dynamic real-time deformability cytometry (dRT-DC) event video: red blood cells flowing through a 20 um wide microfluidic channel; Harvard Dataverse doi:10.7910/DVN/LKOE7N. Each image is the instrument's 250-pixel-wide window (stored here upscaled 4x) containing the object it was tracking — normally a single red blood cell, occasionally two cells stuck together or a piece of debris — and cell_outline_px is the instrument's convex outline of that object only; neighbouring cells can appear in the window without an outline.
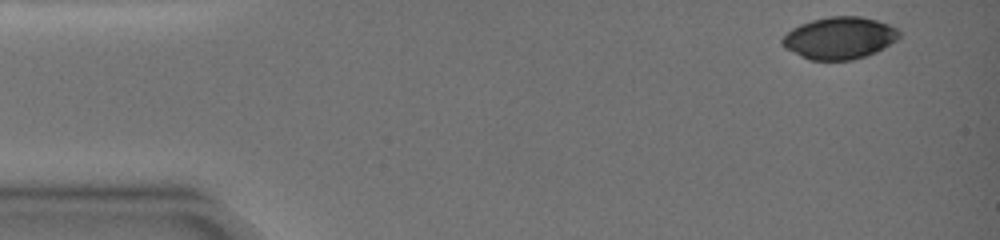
{"species": "common noctule bat (a hibernating species)", "species_latin": "Nyctalus noctula", "temperature_condition": "warm", "stored_images_in_passage": 3, "camera_frame_rate_fps": 3000, "um_per_image_px": 0.085, "animal": {"sex": "female", "body_mass_g": 19.0, "forearm_length_mm": 51.5}, "frame": {"image": 1, "passage_image": 1, "time_ms": 0.0, "image_size_px": [1000, 240], "cell_outline_px": [[900, 36], [896, 40], [884, 48], [876, 52], [852, 60], [808, 60], [784, 48], [780, 44], [780, 40], [792, 28], [800, 24], [812, 20], [828, 16], [860, 16], [876, 20], [888, 24], [896, 28], [900, 32]], "centroid_in_image_um": [71.33, 3.23], "position_along_channel_um": 13.7, "area_um2": 28.78}}